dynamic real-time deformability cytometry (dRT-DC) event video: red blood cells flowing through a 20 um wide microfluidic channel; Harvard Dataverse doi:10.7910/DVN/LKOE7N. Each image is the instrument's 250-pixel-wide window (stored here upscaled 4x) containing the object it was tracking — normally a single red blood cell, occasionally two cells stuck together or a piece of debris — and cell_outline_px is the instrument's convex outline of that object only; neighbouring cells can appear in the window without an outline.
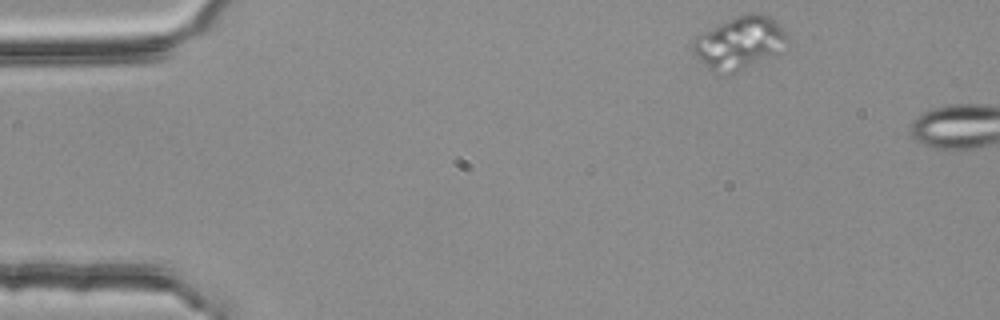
{"species": "common noctule bat (a hibernating species)", "species_latin": "Nyctalus noctula", "temperature_condition": "room temperature", "stored_images_in_passage": 2, "camera_frame_rate_fps": 3000, "um_per_image_px": 0.085, "animal": {"sex": "female", "body_mass_g": 25.1}, "frame": {"image": 1, "passage_image": 1, "time_ms": 0.0, "image_size_px": [1000, 320], "cell_outline_px": [[788, 40], [776, 52], [728, 76], [724, 76], [712, 72], [692, 52], [692, 40], [696, 36], [728, 20], [748, 12], [752, 12], [768, 16], [784, 32]], "centroid_in_image_um": [62.76, 3.67], "position_along_channel_um": 22.2, "area_um2": 28.09}}